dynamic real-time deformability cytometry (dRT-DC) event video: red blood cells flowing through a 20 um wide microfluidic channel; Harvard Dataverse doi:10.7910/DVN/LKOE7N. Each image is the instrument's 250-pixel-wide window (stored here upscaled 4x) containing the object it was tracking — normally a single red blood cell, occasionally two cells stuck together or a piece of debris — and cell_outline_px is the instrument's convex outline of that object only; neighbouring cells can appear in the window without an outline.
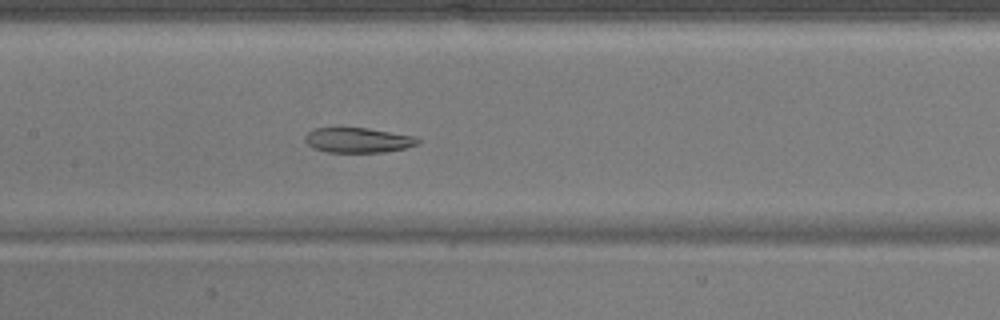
{"species": "common noctule bat (a hibernating species)", "species_latin": "Nyctalus noctula", "temperature_condition": "warm", "stored_images_in_passage": 38, "camera_frame_rate_fps": 3000, "um_per_image_px": 0.085, "animal": {"sex": "male", "body_mass_g": 17.9}, "frame": {"image": 1, "passage_image": 12, "time_ms": 3.667, "image_size_px": [1000, 320], "cell_outline_px": [[420, 140], [416, 144], [404, 148], [384, 152], [324, 152], [312, 148], [304, 140], [304, 136], [312, 128], [368, 128], [416, 136]], "centroid_in_image_um": [30.38, 11.91], "position_along_channel_um": 177.0, "area_um2": 16.47}}
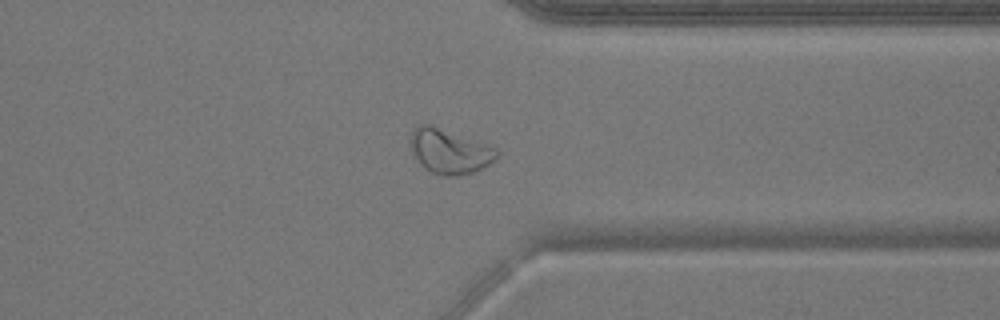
{"frame": {"image": 2, "passage_image": 27, "time_ms": 8.667, "image_size_px": [1000, 320], "cell_outline_px": [[500, 152], [488, 164], [472, 172], [456, 176], [440, 176], [432, 172], [420, 164], [412, 152], [412, 132], [420, 124], [428, 124], [496, 148]], "centroid_in_image_um": [38.19, 12.88], "position_along_channel_um": 373.2, "area_um2": 21.62}}
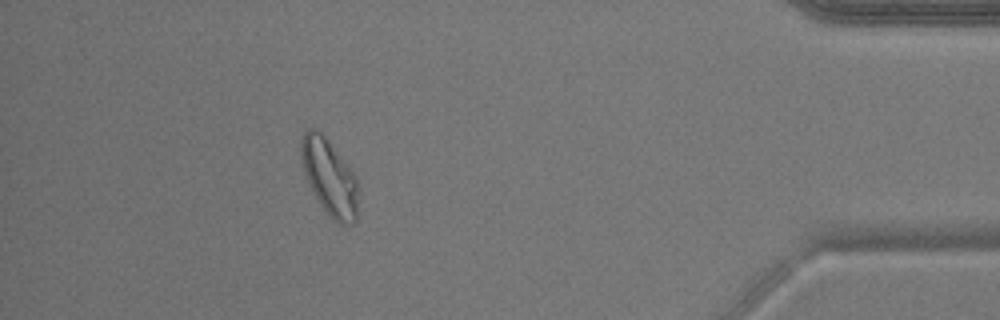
{"frame": {"image": 3, "passage_image": 33, "time_ms": 10.667, "image_size_px": [1000, 320], "cell_outline_px": [[360, 188], [356, 220], [352, 224], [340, 224], [320, 204], [304, 172], [300, 148], [300, 140], [304, 128], [316, 128], [328, 140], [344, 160], [356, 176]], "centroid_in_image_um": [28.03, 15.03], "position_along_channel_um": 407.2, "area_um2": 25.26}}